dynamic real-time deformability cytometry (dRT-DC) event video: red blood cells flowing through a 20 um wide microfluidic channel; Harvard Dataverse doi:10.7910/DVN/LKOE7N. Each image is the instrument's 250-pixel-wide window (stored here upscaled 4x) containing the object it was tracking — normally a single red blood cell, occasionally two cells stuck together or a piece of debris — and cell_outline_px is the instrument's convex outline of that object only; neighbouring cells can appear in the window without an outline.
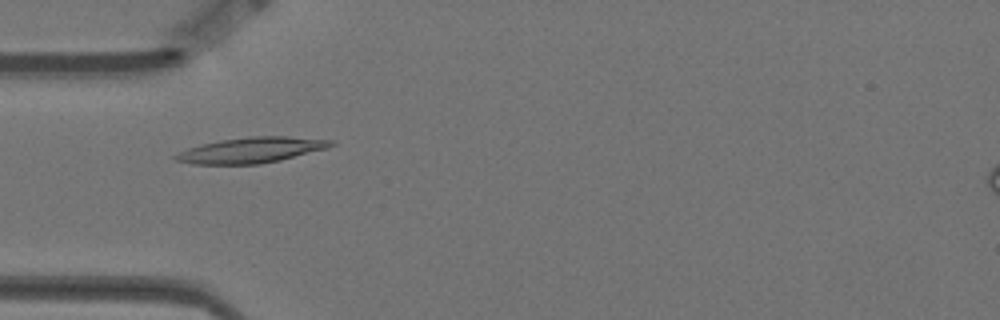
{"species": "Egyptian fruit bat (a non-hibernating species)", "species_latin": "Rousettus aegyptiacus", "temperature_condition": "warm", "stored_images_in_passage": 3, "camera_frame_rate_fps": 3000, "um_per_image_px": 0.085, "animal": {"sex": "female"}, "frame": {"image": 1, "passage_image": 2, "time_ms": 0.333, "image_size_px": [1000, 320], "cell_outline_px": [[336, 144], [328, 148], [280, 160], [260, 164], [192, 164], [176, 160], [172, 156], [188, 148], [200, 144], [220, 140], [252, 136], [288, 136], [336, 140]], "centroid_in_image_um": [21.4, 12.75], "position_along_channel_um": 63.6, "area_um2": 23.24}}
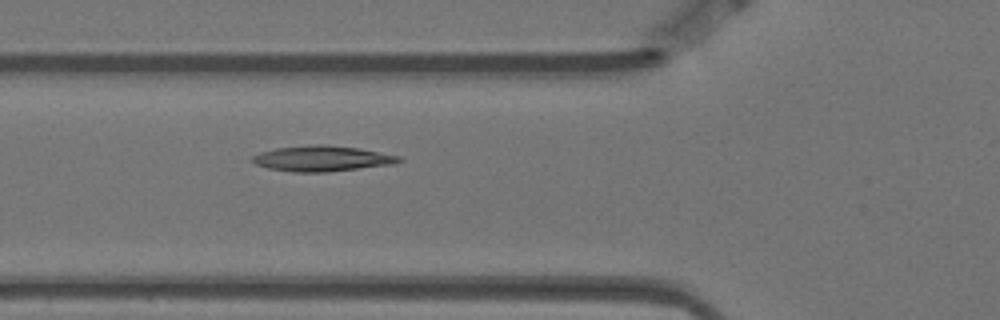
{"frame": {"image": 2, "passage_image": 3, "time_ms": 0.667, "image_size_px": [1000, 320], "cell_outline_px": [[404, 160], [396, 164], [328, 172], [292, 172], [268, 168], [256, 164], [252, 160], [252, 156], [260, 152], [276, 148], [316, 144], [324, 144], [360, 148], [400, 156]], "centroid_in_image_um": [27.42, 13.48], "position_along_channel_um": 98.4, "area_um2": 21.96}}